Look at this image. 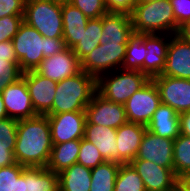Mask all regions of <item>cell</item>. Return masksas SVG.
<instances>
[{"mask_svg":"<svg viewBox=\"0 0 190 191\" xmlns=\"http://www.w3.org/2000/svg\"><path fill=\"white\" fill-rule=\"evenodd\" d=\"M53 147L47 115L18 120L15 160L25 167H47Z\"/></svg>","mask_w":190,"mask_h":191,"instance_id":"cell-1","label":"cell"},{"mask_svg":"<svg viewBox=\"0 0 190 191\" xmlns=\"http://www.w3.org/2000/svg\"><path fill=\"white\" fill-rule=\"evenodd\" d=\"M12 42L22 73L36 70L44 58L67 48L63 38H45L24 21Z\"/></svg>","mask_w":190,"mask_h":191,"instance_id":"cell-2","label":"cell"},{"mask_svg":"<svg viewBox=\"0 0 190 191\" xmlns=\"http://www.w3.org/2000/svg\"><path fill=\"white\" fill-rule=\"evenodd\" d=\"M97 92V79L81 70L57 83L52 108L46 114L85 111Z\"/></svg>","mask_w":190,"mask_h":191,"instance_id":"cell-3","label":"cell"},{"mask_svg":"<svg viewBox=\"0 0 190 191\" xmlns=\"http://www.w3.org/2000/svg\"><path fill=\"white\" fill-rule=\"evenodd\" d=\"M131 21L135 34L174 35L179 29L169 0L136 4Z\"/></svg>","mask_w":190,"mask_h":191,"instance_id":"cell-4","label":"cell"},{"mask_svg":"<svg viewBox=\"0 0 190 191\" xmlns=\"http://www.w3.org/2000/svg\"><path fill=\"white\" fill-rule=\"evenodd\" d=\"M23 21L45 38H63L62 2L25 0Z\"/></svg>","mask_w":190,"mask_h":191,"instance_id":"cell-5","label":"cell"},{"mask_svg":"<svg viewBox=\"0 0 190 191\" xmlns=\"http://www.w3.org/2000/svg\"><path fill=\"white\" fill-rule=\"evenodd\" d=\"M149 80L140 71L117 69L97 79V92L109 101L124 105Z\"/></svg>","mask_w":190,"mask_h":191,"instance_id":"cell-6","label":"cell"},{"mask_svg":"<svg viewBox=\"0 0 190 191\" xmlns=\"http://www.w3.org/2000/svg\"><path fill=\"white\" fill-rule=\"evenodd\" d=\"M127 44H100L80 61L84 72L98 79L101 75L121 69Z\"/></svg>","mask_w":190,"mask_h":191,"instance_id":"cell-7","label":"cell"},{"mask_svg":"<svg viewBox=\"0 0 190 191\" xmlns=\"http://www.w3.org/2000/svg\"><path fill=\"white\" fill-rule=\"evenodd\" d=\"M160 104L159 90L155 82L150 79L124 104L128 122L147 126Z\"/></svg>","mask_w":190,"mask_h":191,"instance_id":"cell-8","label":"cell"},{"mask_svg":"<svg viewBox=\"0 0 190 191\" xmlns=\"http://www.w3.org/2000/svg\"><path fill=\"white\" fill-rule=\"evenodd\" d=\"M85 114V123L103 125L114 129L128 122L124 105L109 101L98 92L93 95L92 100L86 106Z\"/></svg>","mask_w":190,"mask_h":191,"instance_id":"cell-9","label":"cell"},{"mask_svg":"<svg viewBox=\"0 0 190 191\" xmlns=\"http://www.w3.org/2000/svg\"><path fill=\"white\" fill-rule=\"evenodd\" d=\"M45 115L48 117L53 144H60L84 137L86 122L85 111Z\"/></svg>","mask_w":190,"mask_h":191,"instance_id":"cell-10","label":"cell"},{"mask_svg":"<svg viewBox=\"0 0 190 191\" xmlns=\"http://www.w3.org/2000/svg\"><path fill=\"white\" fill-rule=\"evenodd\" d=\"M161 103L173 108L178 114L190 111V80L169 76H155Z\"/></svg>","mask_w":190,"mask_h":191,"instance_id":"cell-11","label":"cell"},{"mask_svg":"<svg viewBox=\"0 0 190 191\" xmlns=\"http://www.w3.org/2000/svg\"><path fill=\"white\" fill-rule=\"evenodd\" d=\"M130 164L144 182L146 191H175L179 179L172 169L137 158Z\"/></svg>","mask_w":190,"mask_h":191,"instance_id":"cell-12","label":"cell"},{"mask_svg":"<svg viewBox=\"0 0 190 191\" xmlns=\"http://www.w3.org/2000/svg\"><path fill=\"white\" fill-rule=\"evenodd\" d=\"M1 96L9 118L21 120L38 115L32 106L29 90L22 76L6 86Z\"/></svg>","mask_w":190,"mask_h":191,"instance_id":"cell-13","label":"cell"},{"mask_svg":"<svg viewBox=\"0 0 190 191\" xmlns=\"http://www.w3.org/2000/svg\"><path fill=\"white\" fill-rule=\"evenodd\" d=\"M40 75L60 82L81 71L80 61L72 48H66L53 56L44 58L35 70Z\"/></svg>","mask_w":190,"mask_h":191,"instance_id":"cell-14","label":"cell"},{"mask_svg":"<svg viewBox=\"0 0 190 191\" xmlns=\"http://www.w3.org/2000/svg\"><path fill=\"white\" fill-rule=\"evenodd\" d=\"M21 76L27 84L35 112L45 115L52 108L58 82L40 75L35 70L24 72Z\"/></svg>","mask_w":190,"mask_h":191,"instance_id":"cell-15","label":"cell"},{"mask_svg":"<svg viewBox=\"0 0 190 191\" xmlns=\"http://www.w3.org/2000/svg\"><path fill=\"white\" fill-rule=\"evenodd\" d=\"M173 143L174 140L170 138L159 137L146 130L136 158L173 170Z\"/></svg>","mask_w":190,"mask_h":191,"instance_id":"cell-16","label":"cell"},{"mask_svg":"<svg viewBox=\"0 0 190 191\" xmlns=\"http://www.w3.org/2000/svg\"><path fill=\"white\" fill-rule=\"evenodd\" d=\"M158 76L190 80V43L172 35L167 49L165 67Z\"/></svg>","mask_w":190,"mask_h":191,"instance_id":"cell-17","label":"cell"},{"mask_svg":"<svg viewBox=\"0 0 190 191\" xmlns=\"http://www.w3.org/2000/svg\"><path fill=\"white\" fill-rule=\"evenodd\" d=\"M171 36L169 34H145L146 58L144 60V74L150 79L161 75L165 67Z\"/></svg>","mask_w":190,"mask_h":191,"instance_id":"cell-18","label":"cell"},{"mask_svg":"<svg viewBox=\"0 0 190 191\" xmlns=\"http://www.w3.org/2000/svg\"><path fill=\"white\" fill-rule=\"evenodd\" d=\"M146 130V126L133 122H127L116 129L119 164L131 163L136 158Z\"/></svg>","mask_w":190,"mask_h":191,"instance_id":"cell-19","label":"cell"},{"mask_svg":"<svg viewBox=\"0 0 190 191\" xmlns=\"http://www.w3.org/2000/svg\"><path fill=\"white\" fill-rule=\"evenodd\" d=\"M101 44H127L134 34L131 15L125 13H107L102 16Z\"/></svg>","mask_w":190,"mask_h":191,"instance_id":"cell-20","label":"cell"},{"mask_svg":"<svg viewBox=\"0 0 190 191\" xmlns=\"http://www.w3.org/2000/svg\"><path fill=\"white\" fill-rule=\"evenodd\" d=\"M84 138L96 146L106 161L119 163L116 129L103 125L85 123Z\"/></svg>","mask_w":190,"mask_h":191,"instance_id":"cell-21","label":"cell"},{"mask_svg":"<svg viewBox=\"0 0 190 191\" xmlns=\"http://www.w3.org/2000/svg\"><path fill=\"white\" fill-rule=\"evenodd\" d=\"M146 128L154 135L175 140L180 135L179 114L161 103Z\"/></svg>","mask_w":190,"mask_h":191,"instance_id":"cell-22","label":"cell"},{"mask_svg":"<svg viewBox=\"0 0 190 191\" xmlns=\"http://www.w3.org/2000/svg\"><path fill=\"white\" fill-rule=\"evenodd\" d=\"M63 39L66 47L73 48L86 31L88 18L68 1L62 2Z\"/></svg>","mask_w":190,"mask_h":191,"instance_id":"cell-23","label":"cell"},{"mask_svg":"<svg viewBox=\"0 0 190 191\" xmlns=\"http://www.w3.org/2000/svg\"><path fill=\"white\" fill-rule=\"evenodd\" d=\"M59 191H90L91 168L79 163L58 173Z\"/></svg>","mask_w":190,"mask_h":191,"instance_id":"cell-24","label":"cell"},{"mask_svg":"<svg viewBox=\"0 0 190 191\" xmlns=\"http://www.w3.org/2000/svg\"><path fill=\"white\" fill-rule=\"evenodd\" d=\"M22 75L11 40L0 42V93Z\"/></svg>","mask_w":190,"mask_h":191,"instance_id":"cell-25","label":"cell"},{"mask_svg":"<svg viewBox=\"0 0 190 191\" xmlns=\"http://www.w3.org/2000/svg\"><path fill=\"white\" fill-rule=\"evenodd\" d=\"M80 142L81 139H75L60 144H53L46 168L55 173H59L74 163H77Z\"/></svg>","mask_w":190,"mask_h":191,"instance_id":"cell-26","label":"cell"},{"mask_svg":"<svg viewBox=\"0 0 190 191\" xmlns=\"http://www.w3.org/2000/svg\"><path fill=\"white\" fill-rule=\"evenodd\" d=\"M25 191H59L58 173L46 167H25Z\"/></svg>","mask_w":190,"mask_h":191,"instance_id":"cell-27","label":"cell"},{"mask_svg":"<svg viewBox=\"0 0 190 191\" xmlns=\"http://www.w3.org/2000/svg\"><path fill=\"white\" fill-rule=\"evenodd\" d=\"M17 125L18 120L14 118L0 120V168L17 163L14 156Z\"/></svg>","mask_w":190,"mask_h":191,"instance_id":"cell-28","label":"cell"},{"mask_svg":"<svg viewBox=\"0 0 190 191\" xmlns=\"http://www.w3.org/2000/svg\"><path fill=\"white\" fill-rule=\"evenodd\" d=\"M146 58L145 34H133L127 43L126 55L121 69L144 73Z\"/></svg>","mask_w":190,"mask_h":191,"instance_id":"cell-29","label":"cell"},{"mask_svg":"<svg viewBox=\"0 0 190 191\" xmlns=\"http://www.w3.org/2000/svg\"><path fill=\"white\" fill-rule=\"evenodd\" d=\"M102 31V17L88 20L86 31H83L80 41L72 48L79 61L101 44Z\"/></svg>","mask_w":190,"mask_h":191,"instance_id":"cell-30","label":"cell"},{"mask_svg":"<svg viewBox=\"0 0 190 191\" xmlns=\"http://www.w3.org/2000/svg\"><path fill=\"white\" fill-rule=\"evenodd\" d=\"M119 163L105 161L91 169L90 191H114Z\"/></svg>","mask_w":190,"mask_h":191,"instance_id":"cell-31","label":"cell"},{"mask_svg":"<svg viewBox=\"0 0 190 191\" xmlns=\"http://www.w3.org/2000/svg\"><path fill=\"white\" fill-rule=\"evenodd\" d=\"M173 171L178 179L190 174V137L180 134L173 143Z\"/></svg>","mask_w":190,"mask_h":191,"instance_id":"cell-32","label":"cell"},{"mask_svg":"<svg viewBox=\"0 0 190 191\" xmlns=\"http://www.w3.org/2000/svg\"><path fill=\"white\" fill-rule=\"evenodd\" d=\"M114 191H146L144 182L130 163L120 165Z\"/></svg>","mask_w":190,"mask_h":191,"instance_id":"cell-33","label":"cell"},{"mask_svg":"<svg viewBox=\"0 0 190 191\" xmlns=\"http://www.w3.org/2000/svg\"><path fill=\"white\" fill-rule=\"evenodd\" d=\"M24 168L18 163L0 168V191H25Z\"/></svg>","mask_w":190,"mask_h":191,"instance_id":"cell-34","label":"cell"},{"mask_svg":"<svg viewBox=\"0 0 190 191\" xmlns=\"http://www.w3.org/2000/svg\"><path fill=\"white\" fill-rule=\"evenodd\" d=\"M105 161L96 146L83 137L80 142L77 163L92 169Z\"/></svg>","mask_w":190,"mask_h":191,"instance_id":"cell-35","label":"cell"},{"mask_svg":"<svg viewBox=\"0 0 190 191\" xmlns=\"http://www.w3.org/2000/svg\"><path fill=\"white\" fill-rule=\"evenodd\" d=\"M77 7L88 19L101 18L108 11L104 0H68Z\"/></svg>","mask_w":190,"mask_h":191,"instance_id":"cell-36","label":"cell"},{"mask_svg":"<svg viewBox=\"0 0 190 191\" xmlns=\"http://www.w3.org/2000/svg\"><path fill=\"white\" fill-rule=\"evenodd\" d=\"M23 23V16H6L0 19V42L13 39L17 34L20 25Z\"/></svg>","mask_w":190,"mask_h":191,"instance_id":"cell-37","label":"cell"},{"mask_svg":"<svg viewBox=\"0 0 190 191\" xmlns=\"http://www.w3.org/2000/svg\"><path fill=\"white\" fill-rule=\"evenodd\" d=\"M25 0H0V19L6 16H23Z\"/></svg>","mask_w":190,"mask_h":191,"instance_id":"cell-38","label":"cell"},{"mask_svg":"<svg viewBox=\"0 0 190 191\" xmlns=\"http://www.w3.org/2000/svg\"><path fill=\"white\" fill-rule=\"evenodd\" d=\"M178 26L190 21V0H169Z\"/></svg>","mask_w":190,"mask_h":191,"instance_id":"cell-39","label":"cell"},{"mask_svg":"<svg viewBox=\"0 0 190 191\" xmlns=\"http://www.w3.org/2000/svg\"><path fill=\"white\" fill-rule=\"evenodd\" d=\"M109 13H125L131 15L136 5V0H104Z\"/></svg>","mask_w":190,"mask_h":191,"instance_id":"cell-40","label":"cell"},{"mask_svg":"<svg viewBox=\"0 0 190 191\" xmlns=\"http://www.w3.org/2000/svg\"><path fill=\"white\" fill-rule=\"evenodd\" d=\"M180 134L190 137V111L179 114Z\"/></svg>","mask_w":190,"mask_h":191,"instance_id":"cell-41","label":"cell"},{"mask_svg":"<svg viewBox=\"0 0 190 191\" xmlns=\"http://www.w3.org/2000/svg\"><path fill=\"white\" fill-rule=\"evenodd\" d=\"M176 35L179 36L185 42L190 43V21H187L181 26H179Z\"/></svg>","mask_w":190,"mask_h":191,"instance_id":"cell-42","label":"cell"},{"mask_svg":"<svg viewBox=\"0 0 190 191\" xmlns=\"http://www.w3.org/2000/svg\"><path fill=\"white\" fill-rule=\"evenodd\" d=\"M179 182L188 190L190 191V174L183 176L179 179Z\"/></svg>","mask_w":190,"mask_h":191,"instance_id":"cell-43","label":"cell"},{"mask_svg":"<svg viewBox=\"0 0 190 191\" xmlns=\"http://www.w3.org/2000/svg\"><path fill=\"white\" fill-rule=\"evenodd\" d=\"M7 112L5 110L4 102L0 93V120L7 118Z\"/></svg>","mask_w":190,"mask_h":191,"instance_id":"cell-44","label":"cell"},{"mask_svg":"<svg viewBox=\"0 0 190 191\" xmlns=\"http://www.w3.org/2000/svg\"><path fill=\"white\" fill-rule=\"evenodd\" d=\"M175 191H188V190L180 182H178Z\"/></svg>","mask_w":190,"mask_h":191,"instance_id":"cell-45","label":"cell"},{"mask_svg":"<svg viewBox=\"0 0 190 191\" xmlns=\"http://www.w3.org/2000/svg\"><path fill=\"white\" fill-rule=\"evenodd\" d=\"M153 1H160V0H136V4L145 3V2H153Z\"/></svg>","mask_w":190,"mask_h":191,"instance_id":"cell-46","label":"cell"},{"mask_svg":"<svg viewBox=\"0 0 190 191\" xmlns=\"http://www.w3.org/2000/svg\"><path fill=\"white\" fill-rule=\"evenodd\" d=\"M56 1L65 2V1H68V0H56Z\"/></svg>","mask_w":190,"mask_h":191,"instance_id":"cell-47","label":"cell"}]
</instances>
